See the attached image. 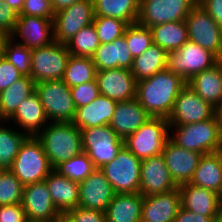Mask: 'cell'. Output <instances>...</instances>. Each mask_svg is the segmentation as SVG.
I'll use <instances>...</instances> for the list:
<instances>
[{
    "label": "cell",
    "mask_w": 222,
    "mask_h": 222,
    "mask_svg": "<svg viewBox=\"0 0 222 222\" xmlns=\"http://www.w3.org/2000/svg\"><path fill=\"white\" fill-rule=\"evenodd\" d=\"M186 84L180 75L163 70L137 82L136 99L151 117L167 119Z\"/></svg>",
    "instance_id": "cell-1"
},
{
    "label": "cell",
    "mask_w": 222,
    "mask_h": 222,
    "mask_svg": "<svg viewBox=\"0 0 222 222\" xmlns=\"http://www.w3.org/2000/svg\"><path fill=\"white\" fill-rule=\"evenodd\" d=\"M36 137L53 169L83 152L81 130L72 122H49Z\"/></svg>",
    "instance_id": "cell-2"
},
{
    "label": "cell",
    "mask_w": 222,
    "mask_h": 222,
    "mask_svg": "<svg viewBox=\"0 0 222 222\" xmlns=\"http://www.w3.org/2000/svg\"><path fill=\"white\" fill-rule=\"evenodd\" d=\"M169 139L181 148L202 155L222 150V130L215 115L202 122L169 126Z\"/></svg>",
    "instance_id": "cell-3"
},
{
    "label": "cell",
    "mask_w": 222,
    "mask_h": 222,
    "mask_svg": "<svg viewBox=\"0 0 222 222\" xmlns=\"http://www.w3.org/2000/svg\"><path fill=\"white\" fill-rule=\"evenodd\" d=\"M10 170L25 186L45 180L53 168L41 141L36 136H28L22 143Z\"/></svg>",
    "instance_id": "cell-4"
},
{
    "label": "cell",
    "mask_w": 222,
    "mask_h": 222,
    "mask_svg": "<svg viewBox=\"0 0 222 222\" xmlns=\"http://www.w3.org/2000/svg\"><path fill=\"white\" fill-rule=\"evenodd\" d=\"M168 139V120L161 117H151L136 132L124 139V146L142 161L162 154Z\"/></svg>",
    "instance_id": "cell-5"
},
{
    "label": "cell",
    "mask_w": 222,
    "mask_h": 222,
    "mask_svg": "<svg viewBox=\"0 0 222 222\" xmlns=\"http://www.w3.org/2000/svg\"><path fill=\"white\" fill-rule=\"evenodd\" d=\"M220 59L211 51L188 40L180 49L168 52L165 70L180 75L186 82L216 65Z\"/></svg>",
    "instance_id": "cell-6"
},
{
    "label": "cell",
    "mask_w": 222,
    "mask_h": 222,
    "mask_svg": "<svg viewBox=\"0 0 222 222\" xmlns=\"http://www.w3.org/2000/svg\"><path fill=\"white\" fill-rule=\"evenodd\" d=\"M49 122H72L76 114L70 87L61 80H46L35 85Z\"/></svg>",
    "instance_id": "cell-7"
},
{
    "label": "cell",
    "mask_w": 222,
    "mask_h": 222,
    "mask_svg": "<svg viewBox=\"0 0 222 222\" xmlns=\"http://www.w3.org/2000/svg\"><path fill=\"white\" fill-rule=\"evenodd\" d=\"M140 166L141 160L123 146L116 157L100 170L116 194L139 193Z\"/></svg>",
    "instance_id": "cell-8"
},
{
    "label": "cell",
    "mask_w": 222,
    "mask_h": 222,
    "mask_svg": "<svg viewBox=\"0 0 222 222\" xmlns=\"http://www.w3.org/2000/svg\"><path fill=\"white\" fill-rule=\"evenodd\" d=\"M81 135L83 152L96 169L112 161L124 146V139L118 137L109 125L81 129Z\"/></svg>",
    "instance_id": "cell-9"
},
{
    "label": "cell",
    "mask_w": 222,
    "mask_h": 222,
    "mask_svg": "<svg viewBox=\"0 0 222 222\" xmlns=\"http://www.w3.org/2000/svg\"><path fill=\"white\" fill-rule=\"evenodd\" d=\"M70 56L67 45L57 41L32 49L30 77L35 83L63 79Z\"/></svg>",
    "instance_id": "cell-10"
},
{
    "label": "cell",
    "mask_w": 222,
    "mask_h": 222,
    "mask_svg": "<svg viewBox=\"0 0 222 222\" xmlns=\"http://www.w3.org/2000/svg\"><path fill=\"white\" fill-rule=\"evenodd\" d=\"M185 23L189 40L221 59L222 28L198 3L188 13Z\"/></svg>",
    "instance_id": "cell-11"
},
{
    "label": "cell",
    "mask_w": 222,
    "mask_h": 222,
    "mask_svg": "<svg viewBox=\"0 0 222 222\" xmlns=\"http://www.w3.org/2000/svg\"><path fill=\"white\" fill-rule=\"evenodd\" d=\"M198 0H140L138 23L148 28L167 22L185 21Z\"/></svg>",
    "instance_id": "cell-12"
},
{
    "label": "cell",
    "mask_w": 222,
    "mask_h": 222,
    "mask_svg": "<svg viewBox=\"0 0 222 222\" xmlns=\"http://www.w3.org/2000/svg\"><path fill=\"white\" fill-rule=\"evenodd\" d=\"M93 0H81L54 14L55 41L66 44L82 28L94 21Z\"/></svg>",
    "instance_id": "cell-13"
},
{
    "label": "cell",
    "mask_w": 222,
    "mask_h": 222,
    "mask_svg": "<svg viewBox=\"0 0 222 222\" xmlns=\"http://www.w3.org/2000/svg\"><path fill=\"white\" fill-rule=\"evenodd\" d=\"M214 114L215 108L186 84L175 99L167 120L169 126H179L211 119Z\"/></svg>",
    "instance_id": "cell-14"
},
{
    "label": "cell",
    "mask_w": 222,
    "mask_h": 222,
    "mask_svg": "<svg viewBox=\"0 0 222 222\" xmlns=\"http://www.w3.org/2000/svg\"><path fill=\"white\" fill-rule=\"evenodd\" d=\"M21 204L29 222H55L63 216L54 205L45 180L25 185Z\"/></svg>",
    "instance_id": "cell-15"
},
{
    "label": "cell",
    "mask_w": 222,
    "mask_h": 222,
    "mask_svg": "<svg viewBox=\"0 0 222 222\" xmlns=\"http://www.w3.org/2000/svg\"><path fill=\"white\" fill-rule=\"evenodd\" d=\"M10 38L31 50L47 46L55 41L53 18L19 16Z\"/></svg>",
    "instance_id": "cell-16"
},
{
    "label": "cell",
    "mask_w": 222,
    "mask_h": 222,
    "mask_svg": "<svg viewBox=\"0 0 222 222\" xmlns=\"http://www.w3.org/2000/svg\"><path fill=\"white\" fill-rule=\"evenodd\" d=\"M96 81L100 95L117 102L136 98L137 81L130 69L115 68L97 71Z\"/></svg>",
    "instance_id": "cell-17"
},
{
    "label": "cell",
    "mask_w": 222,
    "mask_h": 222,
    "mask_svg": "<svg viewBox=\"0 0 222 222\" xmlns=\"http://www.w3.org/2000/svg\"><path fill=\"white\" fill-rule=\"evenodd\" d=\"M140 172L139 193L143 196L167 193L178 188L162 154L142 160Z\"/></svg>",
    "instance_id": "cell-18"
},
{
    "label": "cell",
    "mask_w": 222,
    "mask_h": 222,
    "mask_svg": "<svg viewBox=\"0 0 222 222\" xmlns=\"http://www.w3.org/2000/svg\"><path fill=\"white\" fill-rule=\"evenodd\" d=\"M115 194L105 174L100 169H96L79 182L78 207L105 212Z\"/></svg>",
    "instance_id": "cell-19"
},
{
    "label": "cell",
    "mask_w": 222,
    "mask_h": 222,
    "mask_svg": "<svg viewBox=\"0 0 222 222\" xmlns=\"http://www.w3.org/2000/svg\"><path fill=\"white\" fill-rule=\"evenodd\" d=\"M162 155L178 187L190 182L202 156L201 153L177 146L170 139L166 141Z\"/></svg>",
    "instance_id": "cell-20"
},
{
    "label": "cell",
    "mask_w": 222,
    "mask_h": 222,
    "mask_svg": "<svg viewBox=\"0 0 222 222\" xmlns=\"http://www.w3.org/2000/svg\"><path fill=\"white\" fill-rule=\"evenodd\" d=\"M181 206L179 188L167 193L143 196L141 222H170Z\"/></svg>",
    "instance_id": "cell-21"
},
{
    "label": "cell",
    "mask_w": 222,
    "mask_h": 222,
    "mask_svg": "<svg viewBox=\"0 0 222 222\" xmlns=\"http://www.w3.org/2000/svg\"><path fill=\"white\" fill-rule=\"evenodd\" d=\"M150 118L151 116L134 98L117 102L109 126L118 137L125 139L128 135L136 132Z\"/></svg>",
    "instance_id": "cell-22"
},
{
    "label": "cell",
    "mask_w": 222,
    "mask_h": 222,
    "mask_svg": "<svg viewBox=\"0 0 222 222\" xmlns=\"http://www.w3.org/2000/svg\"><path fill=\"white\" fill-rule=\"evenodd\" d=\"M7 122L16 125L15 127L28 136H36L49 123V120L37 93L34 92L19 105Z\"/></svg>",
    "instance_id": "cell-23"
},
{
    "label": "cell",
    "mask_w": 222,
    "mask_h": 222,
    "mask_svg": "<svg viewBox=\"0 0 222 222\" xmlns=\"http://www.w3.org/2000/svg\"><path fill=\"white\" fill-rule=\"evenodd\" d=\"M181 206L203 216H217L221 208L219 194L189 183L180 185Z\"/></svg>",
    "instance_id": "cell-24"
},
{
    "label": "cell",
    "mask_w": 222,
    "mask_h": 222,
    "mask_svg": "<svg viewBox=\"0 0 222 222\" xmlns=\"http://www.w3.org/2000/svg\"><path fill=\"white\" fill-rule=\"evenodd\" d=\"M97 71L115 68L131 69L134 58L124 36L111 43H101L91 57Z\"/></svg>",
    "instance_id": "cell-25"
},
{
    "label": "cell",
    "mask_w": 222,
    "mask_h": 222,
    "mask_svg": "<svg viewBox=\"0 0 222 222\" xmlns=\"http://www.w3.org/2000/svg\"><path fill=\"white\" fill-rule=\"evenodd\" d=\"M45 182L54 205L62 215L78 207L79 182L71 180L56 169L50 172Z\"/></svg>",
    "instance_id": "cell-26"
},
{
    "label": "cell",
    "mask_w": 222,
    "mask_h": 222,
    "mask_svg": "<svg viewBox=\"0 0 222 222\" xmlns=\"http://www.w3.org/2000/svg\"><path fill=\"white\" fill-rule=\"evenodd\" d=\"M116 104L117 101L99 95L90 104L76 108V114L72 123L80 130L109 125Z\"/></svg>",
    "instance_id": "cell-27"
},
{
    "label": "cell",
    "mask_w": 222,
    "mask_h": 222,
    "mask_svg": "<svg viewBox=\"0 0 222 222\" xmlns=\"http://www.w3.org/2000/svg\"><path fill=\"white\" fill-rule=\"evenodd\" d=\"M187 85L215 108L222 102V62L194 75Z\"/></svg>",
    "instance_id": "cell-28"
},
{
    "label": "cell",
    "mask_w": 222,
    "mask_h": 222,
    "mask_svg": "<svg viewBox=\"0 0 222 222\" xmlns=\"http://www.w3.org/2000/svg\"><path fill=\"white\" fill-rule=\"evenodd\" d=\"M189 184L219 194L222 188V150L203 154Z\"/></svg>",
    "instance_id": "cell-29"
},
{
    "label": "cell",
    "mask_w": 222,
    "mask_h": 222,
    "mask_svg": "<svg viewBox=\"0 0 222 222\" xmlns=\"http://www.w3.org/2000/svg\"><path fill=\"white\" fill-rule=\"evenodd\" d=\"M143 195L115 194L105 214L106 222H141Z\"/></svg>",
    "instance_id": "cell-30"
},
{
    "label": "cell",
    "mask_w": 222,
    "mask_h": 222,
    "mask_svg": "<svg viewBox=\"0 0 222 222\" xmlns=\"http://www.w3.org/2000/svg\"><path fill=\"white\" fill-rule=\"evenodd\" d=\"M35 81L23 76L0 92V120H8L24 100L35 92Z\"/></svg>",
    "instance_id": "cell-31"
},
{
    "label": "cell",
    "mask_w": 222,
    "mask_h": 222,
    "mask_svg": "<svg viewBox=\"0 0 222 222\" xmlns=\"http://www.w3.org/2000/svg\"><path fill=\"white\" fill-rule=\"evenodd\" d=\"M153 44L160 46L167 53L177 51L188 40L185 21H174L150 27Z\"/></svg>",
    "instance_id": "cell-32"
},
{
    "label": "cell",
    "mask_w": 222,
    "mask_h": 222,
    "mask_svg": "<svg viewBox=\"0 0 222 222\" xmlns=\"http://www.w3.org/2000/svg\"><path fill=\"white\" fill-rule=\"evenodd\" d=\"M14 128L15 125L6 120H0V170H10L12 168L13 160L17 156L22 143L28 137L25 132Z\"/></svg>",
    "instance_id": "cell-33"
},
{
    "label": "cell",
    "mask_w": 222,
    "mask_h": 222,
    "mask_svg": "<svg viewBox=\"0 0 222 222\" xmlns=\"http://www.w3.org/2000/svg\"><path fill=\"white\" fill-rule=\"evenodd\" d=\"M94 15L118 18L128 25L138 21L140 0H93Z\"/></svg>",
    "instance_id": "cell-34"
},
{
    "label": "cell",
    "mask_w": 222,
    "mask_h": 222,
    "mask_svg": "<svg viewBox=\"0 0 222 222\" xmlns=\"http://www.w3.org/2000/svg\"><path fill=\"white\" fill-rule=\"evenodd\" d=\"M167 52L160 46L153 44L143 54L134 58L131 73L136 81L152 77L165 70Z\"/></svg>",
    "instance_id": "cell-35"
},
{
    "label": "cell",
    "mask_w": 222,
    "mask_h": 222,
    "mask_svg": "<svg viewBox=\"0 0 222 222\" xmlns=\"http://www.w3.org/2000/svg\"><path fill=\"white\" fill-rule=\"evenodd\" d=\"M96 67L91 57L70 56L63 81L70 87L84 84L96 79Z\"/></svg>",
    "instance_id": "cell-36"
},
{
    "label": "cell",
    "mask_w": 222,
    "mask_h": 222,
    "mask_svg": "<svg viewBox=\"0 0 222 222\" xmlns=\"http://www.w3.org/2000/svg\"><path fill=\"white\" fill-rule=\"evenodd\" d=\"M100 44L93 23L82 28L66 43L69 53L78 57H92Z\"/></svg>",
    "instance_id": "cell-37"
},
{
    "label": "cell",
    "mask_w": 222,
    "mask_h": 222,
    "mask_svg": "<svg viewBox=\"0 0 222 222\" xmlns=\"http://www.w3.org/2000/svg\"><path fill=\"white\" fill-rule=\"evenodd\" d=\"M127 41L129 51L133 58L143 54L153 45L152 32L150 28L140 23L129 24L123 35Z\"/></svg>",
    "instance_id": "cell-38"
},
{
    "label": "cell",
    "mask_w": 222,
    "mask_h": 222,
    "mask_svg": "<svg viewBox=\"0 0 222 222\" xmlns=\"http://www.w3.org/2000/svg\"><path fill=\"white\" fill-rule=\"evenodd\" d=\"M56 170L73 181L81 182L96 170V167L87 153L82 152L68 161L63 162Z\"/></svg>",
    "instance_id": "cell-39"
},
{
    "label": "cell",
    "mask_w": 222,
    "mask_h": 222,
    "mask_svg": "<svg viewBox=\"0 0 222 222\" xmlns=\"http://www.w3.org/2000/svg\"><path fill=\"white\" fill-rule=\"evenodd\" d=\"M32 50L9 37L6 41L3 57L13 64L22 76H30Z\"/></svg>",
    "instance_id": "cell-40"
},
{
    "label": "cell",
    "mask_w": 222,
    "mask_h": 222,
    "mask_svg": "<svg viewBox=\"0 0 222 222\" xmlns=\"http://www.w3.org/2000/svg\"><path fill=\"white\" fill-rule=\"evenodd\" d=\"M24 185L11 170H0V206L22 202Z\"/></svg>",
    "instance_id": "cell-41"
},
{
    "label": "cell",
    "mask_w": 222,
    "mask_h": 222,
    "mask_svg": "<svg viewBox=\"0 0 222 222\" xmlns=\"http://www.w3.org/2000/svg\"><path fill=\"white\" fill-rule=\"evenodd\" d=\"M100 43H111L124 35L128 24L118 18L94 16L93 21Z\"/></svg>",
    "instance_id": "cell-42"
},
{
    "label": "cell",
    "mask_w": 222,
    "mask_h": 222,
    "mask_svg": "<svg viewBox=\"0 0 222 222\" xmlns=\"http://www.w3.org/2000/svg\"><path fill=\"white\" fill-rule=\"evenodd\" d=\"M70 90L76 108L90 104L100 95L96 79L74 86Z\"/></svg>",
    "instance_id": "cell-43"
},
{
    "label": "cell",
    "mask_w": 222,
    "mask_h": 222,
    "mask_svg": "<svg viewBox=\"0 0 222 222\" xmlns=\"http://www.w3.org/2000/svg\"><path fill=\"white\" fill-rule=\"evenodd\" d=\"M68 222H106L104 211L76 207L63 214Z\"/></svg>",
    "instance_id": "cell-44"
},
{
    "label": "cell",
    "mask_w": 222,
    "mask_h": 222,
    "mask_svg": "<svg viewBox=\"0 0 222 222\" xmlns=\"http://www.w3.org/2000/svg\"><path fill=\"white\" fill-rule=\"evenodd\" d=\"M54 14L50 0H24L19 16L54 18Z\"/></svg>",
    "instance_id": "cell-45"
},
{
    "label": "cell",
    "mask_w": 222,
    "mask_h": 222,
    "mask_svg": "<svg viewBox=\"0 0 222 222\" xmlns=\"http://www.w3.org/2000/svg\"><path fill=\"white\" fill-rule=\"evenodd\" d=\"M21 77L23 76L13 64L4 57L0 58V92L8 88Z\"/></svg>",
    "instance_id": "cell-46"
},
{
    "label": "cell",
    "mask_w": 222,
    "mask_h": 222,
    "mask_svg": "<svg viewBox=\"0 0 222 222\" xmlns=\"http://www.w3.org/2000/svg\"><path fill=\"white\" fill-rule=\"evenodd\" d=\"M19 13L0 0V30L11 35L18 21Z\"/></svg>",
    "instance_id": "cell-47"
},
{
    "label": "cell",
    "mask_w": 222,
    "mask_h": 222,
    "mask_svg": "<svg viewBox=\"0 0 222 222\" xmlns=\"http://www.w3.org/2000/svg\"><path fill=\"white\" fill-rule=\"evenodd\" d=\"M0 222H29L21 203L0 206Z\"/></svg>",
    "instance_id": "cell-48"
},
{
    "label": "cell",
    "mask_w": 222,
    "mask_h": 222,
    "mask_svg": "<svg viewBox=\"0 0 222 222\" xmlns=\"http://www.w3.org/2000/svg\"><path fill=\"white\" fill-rule=\"evenodd\" d=\"M198 4L222 28V0H198Z\"/></svg>",
    "instance_id": "cell-49"
},
{
    "label": "cell",
    "mask_w": 222,
    "mask_h": 222,
    "mask_svg": "<svg viewBox=\"0 0 222 222\" xmlns=\"http://www.w3.org/2000/svg\"><path fill=\"white\" fill-rule=\"evenodd\" d=\"M217 216H203L180 206L175 222H215Z\"/></svg>",
    "instance_id": "cell-50"
},
{
    "label": "cell",
    "mask_w": 222,
    "mask_h": 222,
    "mask_svg": "<svg viewBox=\"0 0 222 222\" xmlns=\"http://www.w3.org/2000/svg\"><path fill=\"white\" fill-rule=\"evenodd\" d=\"M81 0H50L54 12L69 7L70 5Z\"/></svg>",
    "instance_id": "cell-51"
},
{
    "label": "cell",
    "mask_w": 222,
    "mask_h": 222,
    "mask_svg": "<svg viewBox=\"0 0 222 222\" xmlns=\"http://www.w3.org/2000/svg\"><path fill=\"white\" fill-rule=\"evenodd\" d=\"M3 2L13 8L15 11L20 13L24 0H3Z\"/></svg>",
    "instance_id": "cell-52"
},
{
    "label": "cell",
    "mask_w": 222,
    "mask_h": 222,
    "mask_svg": "<svg viewBox=\"0 0 222 222\" xmlns=\"http://www.w3.org/2000/svg\"><path fill=\"white\" fill-rule=\"evenodd\" d=\"M9 37L10 35L0 30V58L3 57L5 44Z\"/></svg>",
    "instance_id": "cell-53"
},
{
    "label": "cell",
    "mask_w": 222,
    "mask_h": 222,
    "mask_svg": "<svg viewBox=\"0 0 222 222\" xmlns=\"http://www.w3.org/2000/svg\"><path fill=\"white\" fill-rule=\"evenodd\" d=\"M215 117L222 130V102L215 107Z\"/></svg>",
    "instance_id": "cell-54"
},
{
    "label": "cell",
    "mask_w": 222,
    "mask_h": 222,
    "mask_svg": "<svg viewBox=\"0 0 222 222\" xmlns=\"http://www.w3.org/2000/svg\"><path fill=\"white\" fill-rule=\"evenodd\" d=\"M215 222H222V206L219 210V214L217 215Z\"/></svg>",
    "instance_id": "cell-55"
},
{
    "label": "cell",
    "mask_w": 222,
    "mask_h": 222,
    "mask_svg": "<svg viewBox=\"0 0 222 222\" xmlns=\"http://www.w3.org/2000/svg\"><path fill=\"white\" fill-rule=\"evenodd\" d=\"M219 201H220V205L222 206V188H221V191L219 192Z\"/></svg>",
    "instance_id": "cell-56"
},
{
    "label": "cell",
    "mask_w": 222,
    "mask_h": 222,
    "mask_svg": "<svg viewBox=\"0 0 222 222\" xmlns=\"http://www.w3.org/2000/svg\"><path fill=\"white\" fill-rule=\"evenodd\" d=\"M55 222H68L63 216Z\"/></svg>",
    "instance_id": "cell-57"
}]
</instances>
